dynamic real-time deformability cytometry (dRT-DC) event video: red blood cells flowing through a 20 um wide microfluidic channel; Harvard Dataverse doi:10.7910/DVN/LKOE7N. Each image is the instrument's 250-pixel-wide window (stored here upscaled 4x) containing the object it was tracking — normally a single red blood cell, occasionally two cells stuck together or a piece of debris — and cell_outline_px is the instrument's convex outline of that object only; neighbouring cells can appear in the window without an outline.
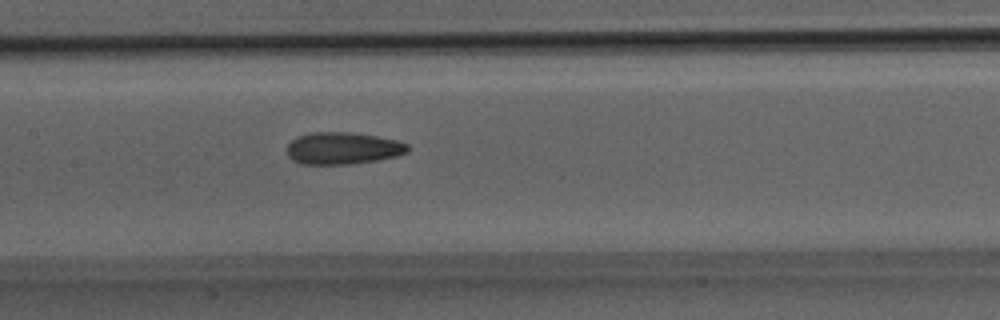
{"species": "Egyptian fruit bat (a non-hibernating species)", "species_latin": "Rousettus aegyptiacus", "temperature_condition": "room temperature", "stored_images_in_passage": 12, "camera_frame_rate_fps": 3000, "um_per_image_px": 0.085, "animal": {"sex": "male"}, "frame": {"image": 1, "passage_image": 10, "time_ms": 3.0, "image_size_px": [1000, 320], "cell_outline_px": [[408, 152], [396, 156], [376, 160], [352, 164], [300, 164], [292, 160], [288, 156], [284, 148], [296, 136], [312, 132], [352, 132], [376, 136], [396, 140], [408, 144]], "centroid_in_image_um": [29.08, 12.6], "position_along_channel_um": 178.3, "area_um2": 22.77}}